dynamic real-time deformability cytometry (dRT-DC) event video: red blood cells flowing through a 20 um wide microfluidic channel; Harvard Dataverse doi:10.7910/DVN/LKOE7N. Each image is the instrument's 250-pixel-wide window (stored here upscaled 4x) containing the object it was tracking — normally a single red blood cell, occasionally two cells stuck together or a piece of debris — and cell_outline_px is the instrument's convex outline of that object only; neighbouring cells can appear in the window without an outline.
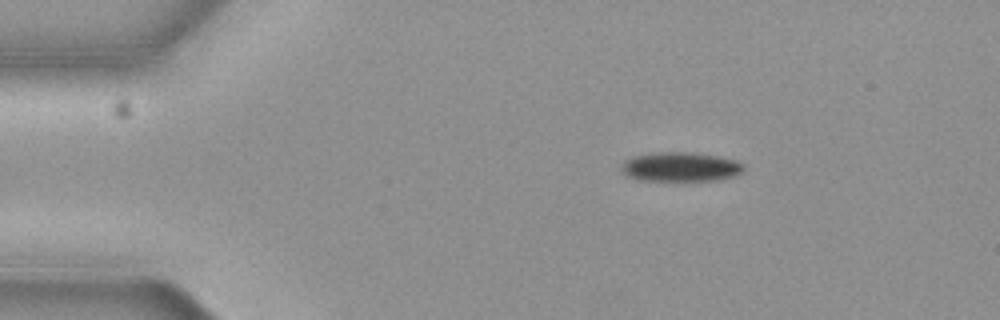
{"species": "common noctule bat (a hibernating species)", "species_latin": "Nyctalus noctula", "temperature_condition": "cold", "stored_images_in_passage": 5, "camera_frame_rate_fps": 3000, "um_per_image_px": 0.085, "animal": {"sex": "female", "body_mass_g": 19.3, "forearm_length_mm": 54.1}, "frame": {"image": 1, "passage_image": 5, "time_ms": 1.333, "image_size_px": [1000, 320], "cell_outline_px": [[744, 168], [740, 172], [732, 176], [716, 180], [640, 180], [628, 176], [620, 168], [624, 160], [632, 156], [660, 152], [688, 152], [716, 156], [736, 160], [744, 164]], "centroid_in_image_um": [57.82, 14.17], "position_along_channel_um": 27.2, "area_um2": 20.63}}